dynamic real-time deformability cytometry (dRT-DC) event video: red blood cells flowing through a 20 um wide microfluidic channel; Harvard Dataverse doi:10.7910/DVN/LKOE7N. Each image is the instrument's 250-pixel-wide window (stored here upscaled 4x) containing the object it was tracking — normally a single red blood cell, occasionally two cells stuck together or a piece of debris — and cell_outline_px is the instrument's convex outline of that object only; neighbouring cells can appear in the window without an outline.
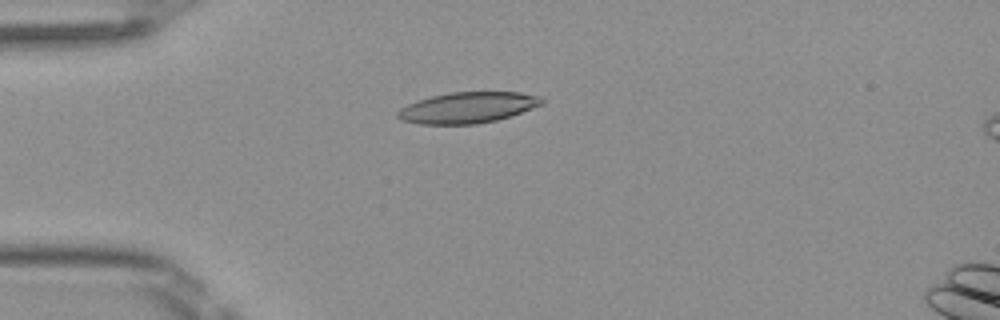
{"species": "Egyptian fruit bat (a non-hibernating species)", "species_latin": "Rousettus aegyptiacus", "temperature_condition": "room temperature", "stored_images_in_passage": 50, "camera_frame_rate_fps": 3000, "um_per_image_px": 0.085, "frame": {"image": 1, "passage_image": 13, "time_ms": 4.0, "image_size_px": [1000, 320], "cell_outline_px": [[544, 104], [496, 120], [476, 124], [420, 124], [400, 120], [396, 116], [396, 112], [400, 108], [408, 104], [432, 96], [448, 92], [520, 92], [544, 96]], "centroid_in_image_um": [39.76, 9.14], "position_along_channel_um": 45.2, "area_um2": 26.01}}
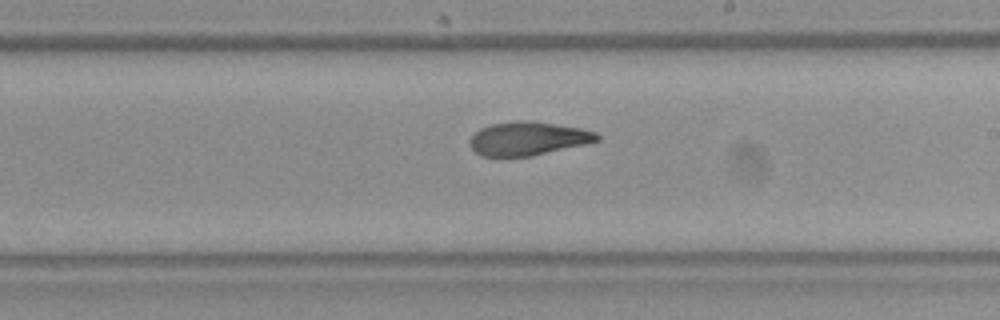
{"frame": {"image": 2, "passage_image": 29, "time_ms": 9.333, "image_size_px": [1000, 320], "cell_outline_px": [[600, 140], [588, 144], [532, 156], [480, 156], [472, 148], [468, 140], [480, 128], [492, 124], [516, 120], [528, 120], [580, 128], [596, 132], [600, 136]], "centroid_in_image_um": [44.9, 11.78], "position_along_channel_um": 244.1, "area_um2": 24.97}}
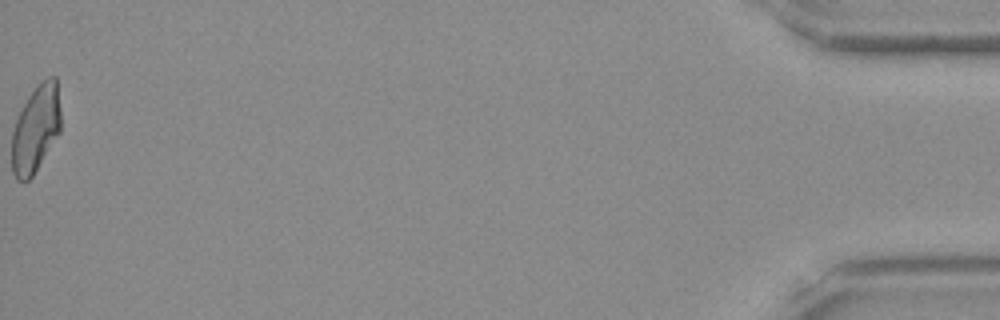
{"frame": {"image": 3, "passage_image": 50, "time_ms": 16.333, "image_size_px": [1000, 320], "cell_outline_px": [[60, 132], [32, 176], [24, 184], [16, 180], [12, 172], [12, 132], [20, 108], [28, 96], [48, 76], [56, 76], [60, 108]], "centroid_in_image_um": [3.02, 10.98], "position_along_channel_um": 432.2, "area_um2": 24.85}, "authors_computed_cell_mechanics": {"area_um2": 25.6343, "velocity_mm_per_s": 4.1046, "shape_relaxation_time_tau1_ms": 4.6576, "shape_relaxation_time_tau2_ms": 3.1824, "deformation_change_tau1": 0.1737, "deformation_change_tau2": 0.0952}}